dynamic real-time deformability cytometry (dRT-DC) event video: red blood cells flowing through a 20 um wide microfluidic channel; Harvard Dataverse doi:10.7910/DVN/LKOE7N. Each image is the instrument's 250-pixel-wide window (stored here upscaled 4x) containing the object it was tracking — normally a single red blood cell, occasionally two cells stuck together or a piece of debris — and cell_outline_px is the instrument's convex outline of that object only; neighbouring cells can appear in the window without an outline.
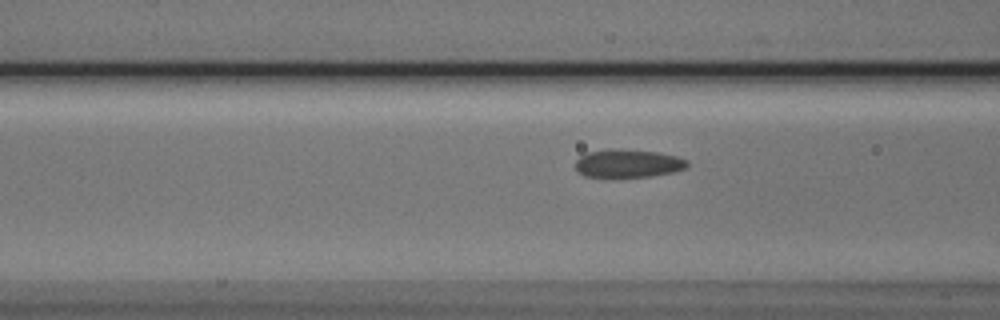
{"species": "Egyptian fruit bat (a non-hibernating species)", "species_latin": "Rousettus aegyptiacus", "temperature_condition": "cold", "stored_images_in_passage": 32, "camera_frame_rate_fps": 3000, "um_per_image_px": 0.085, "animal": {"sex": "male"}, "frame": {"image": 1, "passage_image": 9, "time_ms": 2.667, "image_size_px": [1000, 320], "cell_outline_px": [[688, 168], [672, 172], [652, 176], [584, 176], [576, 172], [576, 160], [584, 152], [612, 148], [660, 152], [676, 156], [688, 160]], "centroid_in_image_um": [53.37, 13.87], "position_along_channel_um": 113.2, "area_um2": 18.44}}
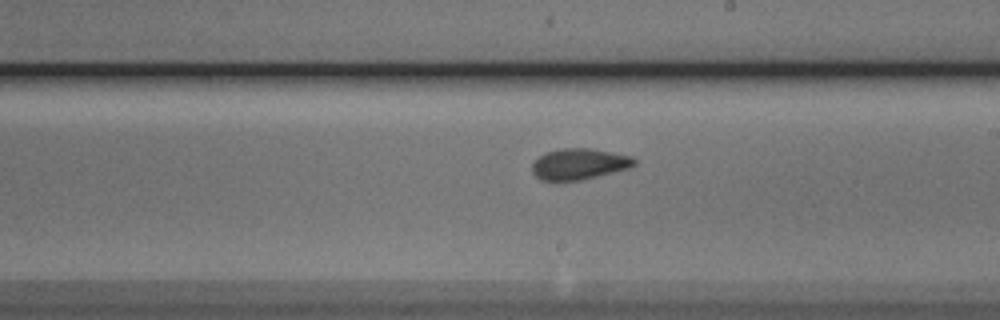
{"frame": {"image": 2, "passage_image": 19, "time_ms": 6.0, "image_size_px": [1000, 320], "cell_outline_px": [[636, 164], [628, 168], [580, 180], [540, 180], [532, 172], [532, 164], [544, 152], [560, 148], [588, 148], [612, 152], [632, 156], [636, 160]], "centroid_in_image_um": [49.21, 13.92], "position_along_channel_um": 239.8, "area_um2": 18.32}}
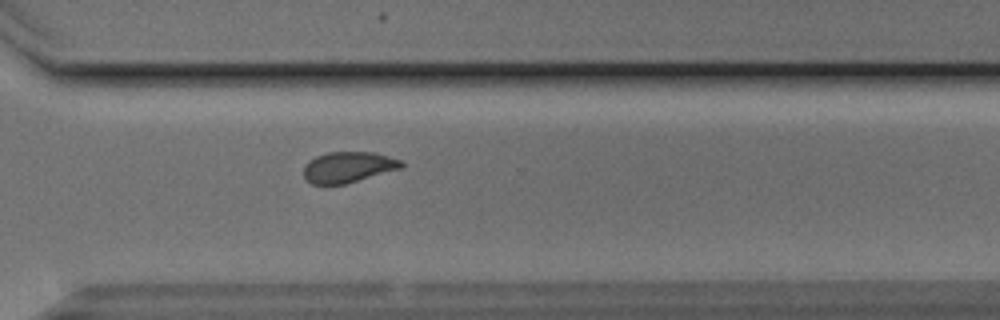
{"frame": {"image": 3, "passage_image": 27, "time_ms": 8.667, "image_size_px": [1000, 320], "cell_outline_px": [[404, 164], [400, 168], [344, 184], [312, 184], [304, 180], [304, 164], [308, 160], [316, 156], [328, 152], [376, 152], [404, 160]], "centroid_in_image_um": [29.58, 14.19], "position_along_channel_um": 341.0, "area_um2": 17.63}}